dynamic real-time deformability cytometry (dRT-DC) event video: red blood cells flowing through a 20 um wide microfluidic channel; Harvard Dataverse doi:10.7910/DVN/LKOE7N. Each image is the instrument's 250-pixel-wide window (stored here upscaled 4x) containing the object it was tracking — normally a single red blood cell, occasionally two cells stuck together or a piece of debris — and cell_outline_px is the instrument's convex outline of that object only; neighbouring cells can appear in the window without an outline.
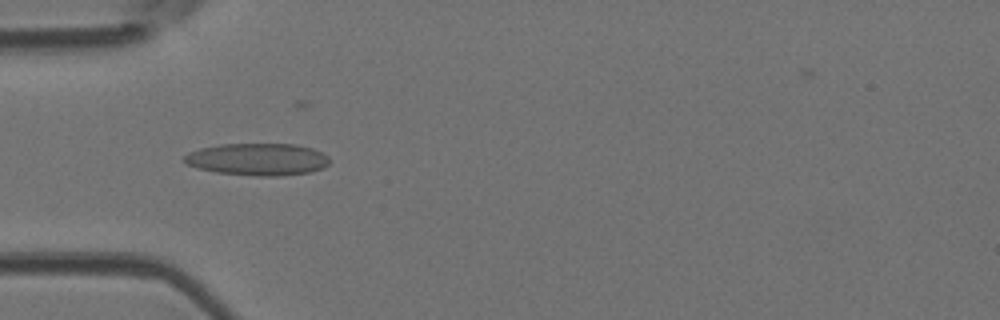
{"species": "Egyptian fruit bat (a non-hibernating species)", "species_latin": "Rousettus aegyptiacus", "temperature_condition": "room temperature", "stored_images_in_passage": 5, "camera_frame_rate_fps": 3000, "um_per_image_px": 0.085, "animal": {"sex": "female"}, "frame": {"image": 1, "passage_image": 4, "time_ms": 1.0, "image_size_px": [1000, 320], "cell_outline_px": [[328, 164], [324, 168], [308, 172], [276, 176], [260, 176], [216, 172], [196, 168], [188, 164], [184, 160], [184, 156], [188, 152], [200, 148], [220, 144], [296, 144], [312, 148], [328, 156]], "centroid_in_image_um": [21.88, 13.53], "position_along_channel_um": 63.1, "area_um2": 27.11}}
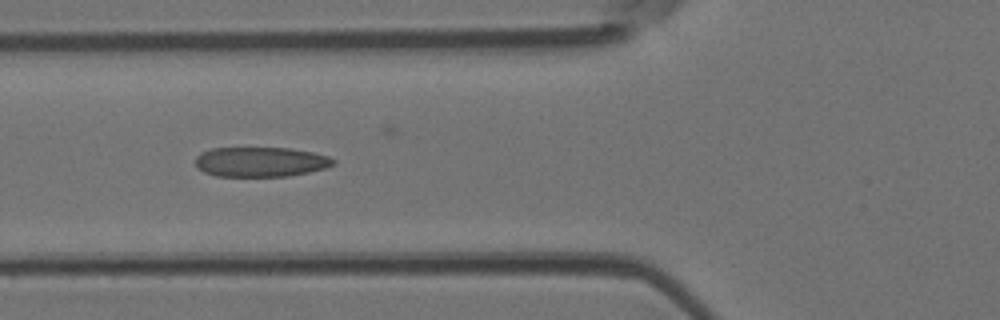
{"frame": {"image": 2, "passage_image": 5, "time_ms": 1.333, "image_size_px": [1000, 320], "cell_outline_px": [[336, 164], [324, 168], [308, 172], [288, 176], [216, 176], [204, 172], [196, 168], [196, 156], [200, 152], [212, 148], [292, 148], [312, 152], [328, 156], [336, 160]], "centroid_in_image_um": [22.14, 13.75], "position_along_channel_um": 103.7, "area_um2": 24.04}}